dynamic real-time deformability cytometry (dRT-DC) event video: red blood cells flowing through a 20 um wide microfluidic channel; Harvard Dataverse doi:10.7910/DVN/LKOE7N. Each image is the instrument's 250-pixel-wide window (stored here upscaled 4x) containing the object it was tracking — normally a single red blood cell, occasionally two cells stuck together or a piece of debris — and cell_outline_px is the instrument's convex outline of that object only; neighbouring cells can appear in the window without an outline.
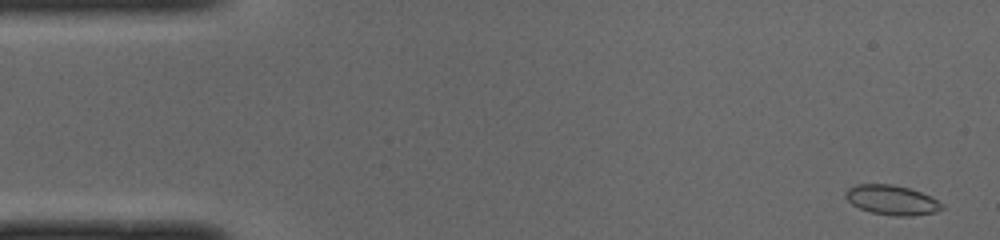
{"species": "common noctule bat (a hibernating species)", "species_latin": "Nyctalus noctula", "temperature_condition": "cold", "stored_images_in_passage": 50, "camera_frame_rate_fps": 3000, "um_per_image_px": 0.085, "animal": {"sex": "male", "body_mass_g": 19.0, "forearm_length_mm": 50.8}, "frame": {"image": 1, "passage_image": 1, "time_ms": 0.0, "image_size_px": [1000, 240], "cell_outline_px": [[944, 208], [936, 212], [912, 216], [896, 216], [872, 212], [860, 208], [852, 204], [844, 196], [844, 192], [848, 188], [856, 184], [892, 184], [908, 188], [920, 192], [944, 204]], "centroid_in_image_um": [75.79, 17.0], "position_along_channel_um": 9.2, "area_um2": 16.59}}
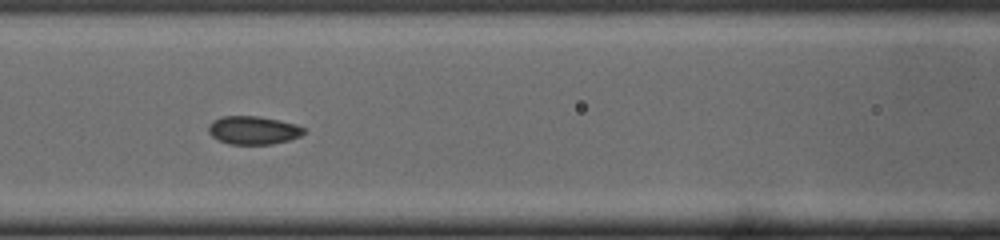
{"frame": {"image": 2, "passage_image": 20, "time_ms": 6.333, "image_size_px": [1000, 240], "cell_outline_px": [[304, 132], [300, 136], [288, 140], [272, 144], [228, 144], [212, 136], [208, 132], [208, 124], [212, 120], [220, 116], [260, 116], [296, 124], [304, 128]], "centroid_in_image_um": [21.49, 11.06], "position_along_channel_um": 145.1, "area_um2": 15.72}}
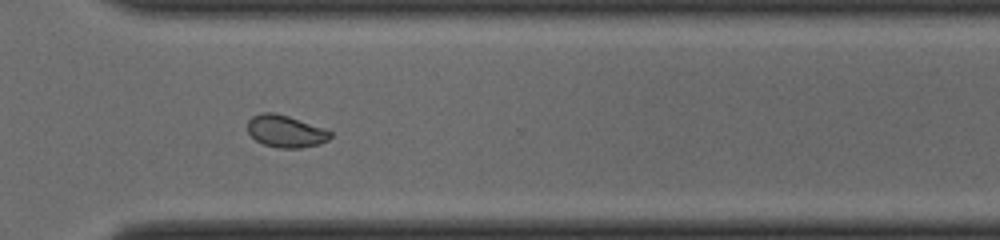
{"frame": {"image": 3, "passage_image": 35, "time_ms": 11.333, "image_size_px": [1000, 240], "cell_outline_px": [[332, 136], [328, 140], [320, 144], [300, 148], [276, 148], [264, 144], [256, 140], [248, 132], [248, 120], [252, 116], [260, 112], [272, 112], [288, 116], [324, 128], [332, 132]], "centroid_in_image_um": [24.28, 11.16], "position_along_channel_um": 346.3, "area_um2": 15.55}, "authors_computed_cell_mechanics": {"area_um2": 16.0395, "velocity_mm_per_s": 4.0173, "shape_relaxation_time_tau1_ms": null, "shape_relaxation_time_tau2_ms": 1.2784, "deformation_change_tau1": null, "deformation_change_tau2": 0.0362}}